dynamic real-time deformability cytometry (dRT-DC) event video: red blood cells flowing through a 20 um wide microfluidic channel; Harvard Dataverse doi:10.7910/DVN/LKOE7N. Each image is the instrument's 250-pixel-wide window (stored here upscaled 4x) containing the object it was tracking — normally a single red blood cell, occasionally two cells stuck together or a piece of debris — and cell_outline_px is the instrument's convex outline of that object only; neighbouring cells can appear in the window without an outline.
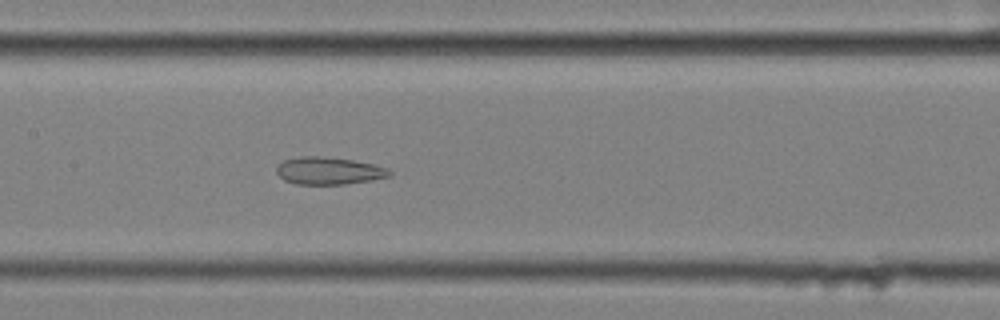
{"species": "common noctule bat (a hibernating species)", "species_latin": "Nyctalus noctula", "temperature_condition": "cold", "stored_images_in_passage": 58, "segment_of_instrument_passage": [2, 2], "camera_frame_rate_fps": 3000, "um_per_image_px": 0.085, "animal": {"sex": "female", "body_mass_g": 25.1}, "frame": {"image": 1, "passage_image": 28, "time_ms": 9.0, "image_size_px": [1000, 320], "cell_outline_px": [[392, 176], [372, 180], [344, 184], [296, 184], [284, 180], [276, 172], [276, 168], [284, 160], [300, 156], [316, 156], [352, 160], [372, 164], [388, 168], [392, 172]], "centroid_in_image_um": [27.96, 14.52], "position_along_channel_um": 179.4, "area_um2": 17.92}}
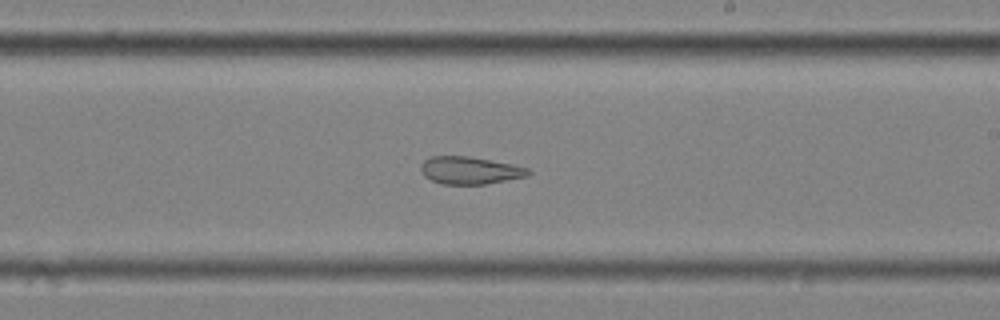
{"frame": {"image": 2, "passage_image": 34, "time_ms": 11.0, "image_size_px": [1000, 320], "cell_outline_px": [[532, 172], [528, 176], [484, 184], [440, 184], [424, 176], [420, 168], [420, 164], [424, 160], [432, 156], [468, 156], [512, 164], [528, 168]], "centroid_in_image_um": [39.92, 14.48], "position_along_channel_um": 249.1, "area_um2": 17.17}}
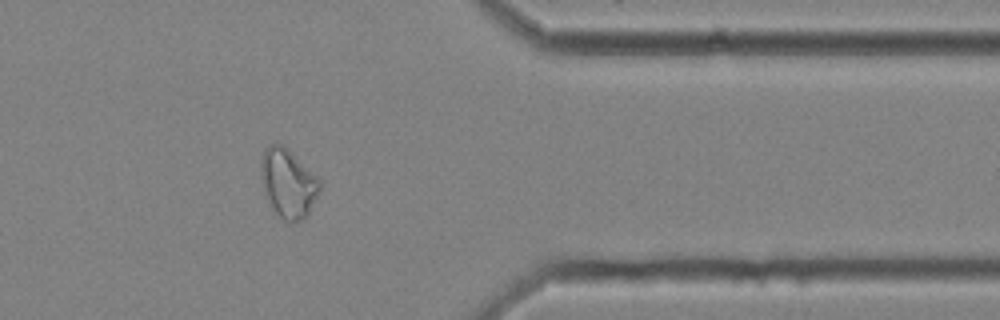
{"frame": {"image": 3, "passage_image": 47, "time_ms": 15.333, "image_size_px": [1000, 320], "cell_outline_px": [[320, 192], [308, 216], [292, 224], [284, 220], [272, 208], [264, 192], [260, 176], [260, 164], [264, 148], [268, 144], [280, 144], [288, 148], [320, 180]], "centroid_in_image_um": [24.48, 15.58], "position_along_channel_um": 386.9, "area_um2": 23.81}}